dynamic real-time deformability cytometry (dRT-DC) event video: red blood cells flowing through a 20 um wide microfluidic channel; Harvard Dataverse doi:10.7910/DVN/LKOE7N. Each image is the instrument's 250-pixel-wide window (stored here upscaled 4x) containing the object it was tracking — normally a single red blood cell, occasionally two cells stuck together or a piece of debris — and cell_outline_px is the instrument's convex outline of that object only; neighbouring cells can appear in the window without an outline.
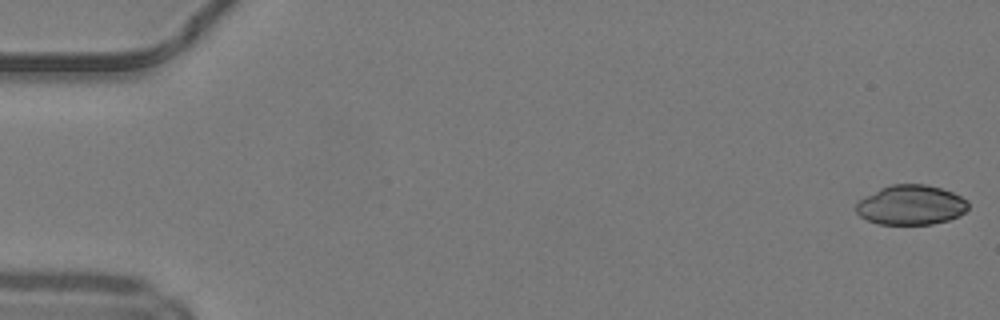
{"species": "common noctule bat (a hibernating species)", "species_latin": "Nyctalus noctula", "temperature_condition": "warm", "stored_images_in_passage": 49, "camera_frame_rate_fps": 3000, "um_per_image_px": 0.085, "animal": {"sex": "male", "body_mass_g": 19.2, "forearm_length_mm": 51.8}, "frame": {"image": 1, "passage_image": 1, "time_ms": 0.0, "image_size_px": [1000, 320], "cell_outline_px": [[968, 208], [960, 216], [948, 220], [932, 224], [880, 224], [868, 220], [860, 216], [856, 212], [856, 204], [864, 196], [880, 188], [892, 184], [924, 184], [940, 188], [952, 192], [968, 200]], "centroid_in_image_um": [77.44, 17.42], "position_along_channel_um": 7.6, "area_um2": 25.95}}
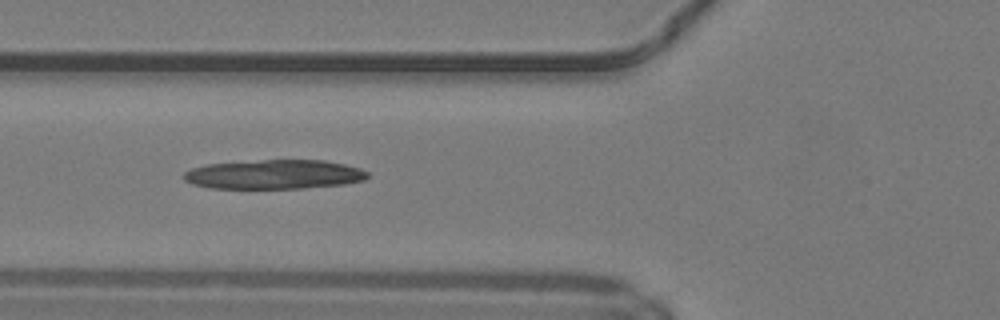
{"frame": {"image": 2, "passage_image": 19, "time_ms": 6.0, "image_size_px": [1000, 320], "cell_outline_px": [[368, 176], [364, 180], [344, 184], [304, 188], [212, 188], [192, 184], [184, 180], [184, 172], [192, 168], [208, 164], [260, 160], [324, 160], [344, 164], [360, 168], [368, 172]], "centroid_in_image_um": [23.32, 14.82], "position_along_channel_um": 102.5, "area_um2": 31.27}}
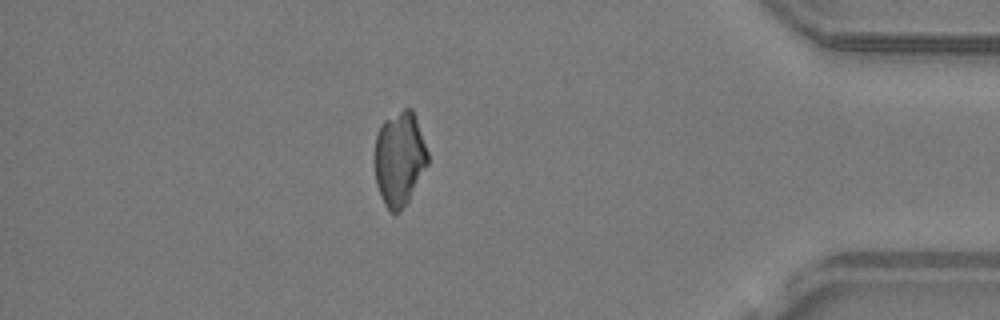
{"frame": {"image": 3, "passage_image": 43, "time_ms": 14.0, "image_size_px": [1000, 320], "cell_outline_px": [[428, 164], [408, 204], [396, 216], [384, 204], [376, 184], [372, 156], [376, 136], [380, 124], [384, 120], [404, 108], [412, 108], [428, 152]], "centroid_in_image_um": [33.92, 13.53], "position_along_channel_um": 401.3, "area_um2": 29.88}}